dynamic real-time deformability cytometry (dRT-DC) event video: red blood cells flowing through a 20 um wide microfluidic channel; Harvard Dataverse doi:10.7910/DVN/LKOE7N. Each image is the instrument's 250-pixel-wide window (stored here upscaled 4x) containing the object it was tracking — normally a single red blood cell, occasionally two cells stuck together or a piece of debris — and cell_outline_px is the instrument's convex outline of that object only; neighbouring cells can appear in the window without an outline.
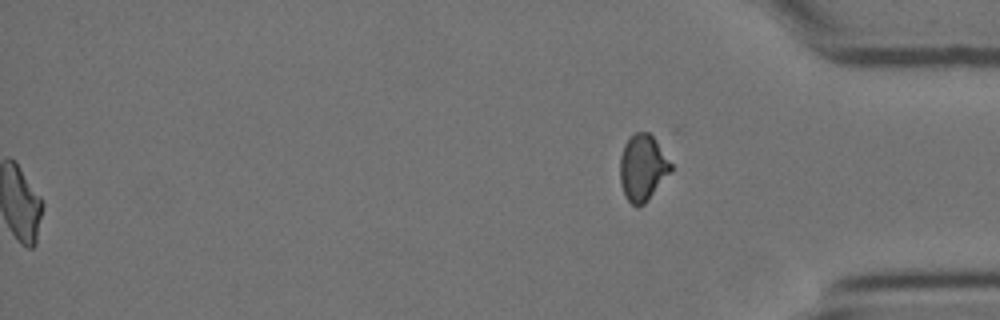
{"species": "Egyptian fruit bat (a non-hibernating species)", "species_latin": "Rousettus aegyptiacus", "temperature_condition": "cold", "stored_images_in_passage": 57, "segment_of_instrument_passage": [2, 2], "camera_frame_rate_fps": 3000, "um_per_image_px": 0.085, "animal": {"sex": "female"}, "frame": {"image": 1, "passage_image": 57, "time_ms": 18.667, "image_size_px": [1000, 320], "cell_outline_px": [[672, 172], [644, 204], [636, 208], [624, 196], [620, 184], [620, 156], [624, 144], [632, 132], [648, 132], [652, 136], [672, 164]], "centroid_in_image_um": [54.61, 14.27], "position_along_channel_um": 380.6, "area_um2": 19.83}}